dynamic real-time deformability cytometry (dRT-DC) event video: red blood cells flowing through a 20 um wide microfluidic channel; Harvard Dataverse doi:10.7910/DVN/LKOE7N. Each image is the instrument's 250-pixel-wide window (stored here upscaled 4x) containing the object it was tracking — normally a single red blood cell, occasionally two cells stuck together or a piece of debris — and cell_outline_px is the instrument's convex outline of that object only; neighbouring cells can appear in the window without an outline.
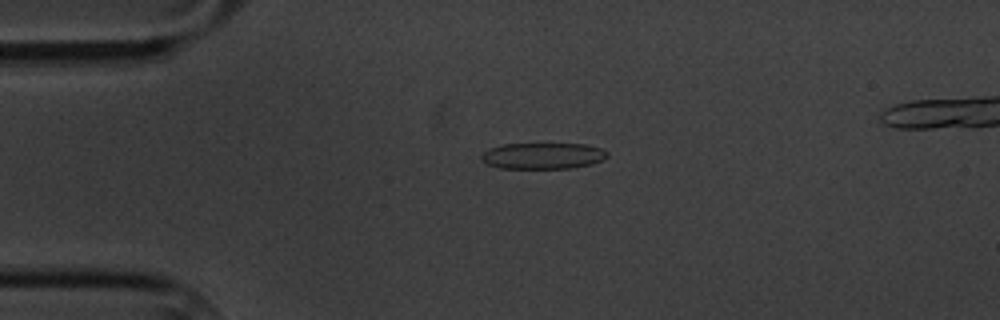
{"species": "common noctule bat (a hibernating species)", "species_latin": "Nyctalus noctula", "temperature_condition": "cold", "stored_images_in_passage": 57, "camera_frame_rate_fps": 3000, "um_per_image_px": 0.085, "animal": {"sex": "male", "body_mass_g": 20.1, "forearm_length_mm": 53.5}, "frame": {"image": 1, "passage_image": 13, "time_ms": 4.0, "image_size_px": [1000, 320], "cell_outline_px": [[608, 156], [604, 160], [572, 168], [500, 168], [488, 164], [480, 160], [480, 156], [488, 148], [504, 144], [588, 144], [600, 148], [608, 152]], "centroid_in_image_um": [46.13, 13.24], "position_along_channel_um": 38.9, "area_um2": 19.25}}
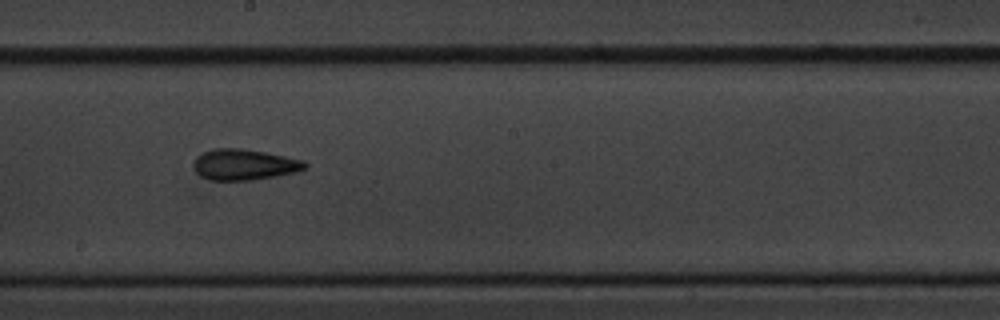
{"frame": {"image": 2, "passage_image": 32, "time_ms": 10.333, "image_size_px": [1000, 320], "cell_outline_px": [[308, 168], [296, 172], [276, 176], [252, 180], [208, 180], [200, 176], [196, 172], [192, 164], [196, 156], [212, 148], [240, 148], [264, 152], [304, 160], [308, 164]], "centroid_in_image_um": [20.75, 13.99], "position_along_channel_um": 227.4, "area_um2": 20.23}}
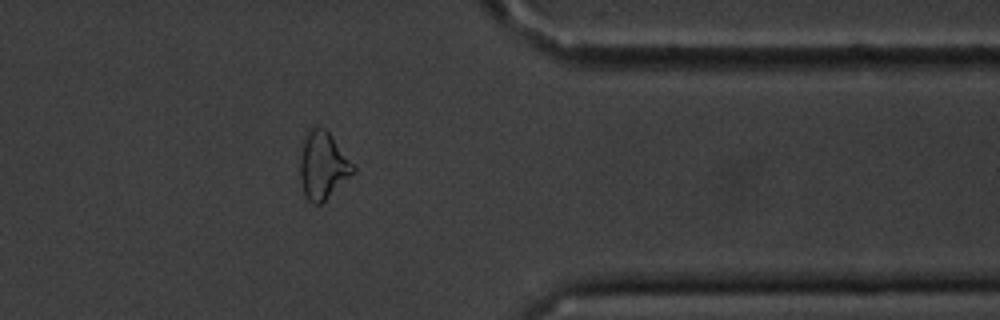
{"frame": {"image": 3, "passage_image": 47, "time_ms": 15.333, "image_size_px": [1000, 320], "cell_outline_px": [[356, 172], [320, 204], [312, 204], [308, 200], [304, 192], [300, 176], [300, 156], [304, 140], [308, 132], [312, 128], [324, 128], [328, 132], [356, 168]], "centroid_in_image_um": [27.45, 14.1], "position_along_channel_um": 384.0, "area_um2": 20.35}}